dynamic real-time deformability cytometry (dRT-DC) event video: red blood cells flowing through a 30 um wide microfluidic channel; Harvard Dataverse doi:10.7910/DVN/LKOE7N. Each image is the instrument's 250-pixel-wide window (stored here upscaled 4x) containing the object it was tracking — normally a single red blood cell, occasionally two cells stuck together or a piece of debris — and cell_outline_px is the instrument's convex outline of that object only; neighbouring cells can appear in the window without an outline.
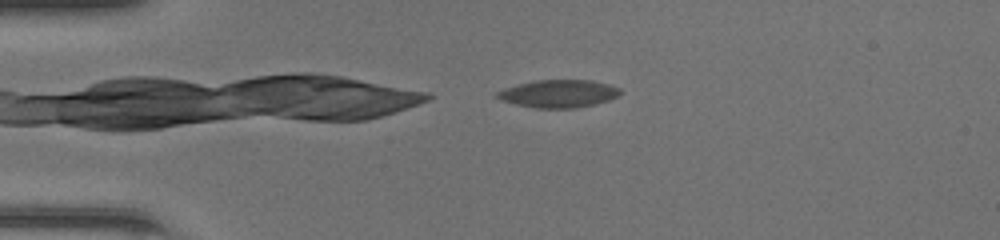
{"species": "common noctule bat (a hibernating species)", "species_latin": "Nyctalus noctula", "temperature_condition": "room temperature", "stored_images_in_passage": 39, "camera_frame_rate_fps": 3000, "um_per_image_px": 0.085, "animal": {"sex": "female", "body_mass_g": 20.0, "forearm_length_mm": 54.0}, "frame": {"image": 1, "passage_image": 1, "time_ms": 0.0, "image_size_px": [1000, 240], "cell_outline_px": [[620, 92], [616, 96], [608, 100], [596, 104], [576, 108], [536, 108], [516, 104], [500, 100], [492, 92], [516, 84], [536, 80], [592, 80], [608, 84], [620, 88]], "centroid_in_image_um": [47.42, 7.95], "position_along_channel_um": 37.6, "area_um2": 20.0}}
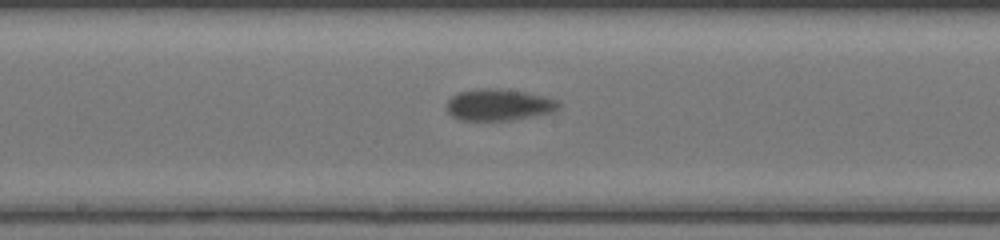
{"frame": {"image": 2, "passage_image": 16, "time_ms": 5.0, "image_size_px": [1000, 240], "cell_outline_px": [[560, 108], [556, 112], [512, 120], [460, 120], [452, 116], [448, 112], [448, 100], [452, 96], [460, 92], [476, 88], [500, 88], [524, 92], [544, 96], [560, 100]], "centroid_in_image_um": [42.46, 8.9], "position_along_channel_um": 205.7, "area_um2": 20.81}}
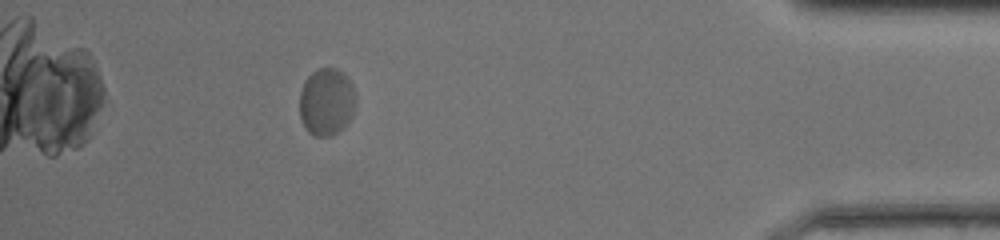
{"frame": {"image": 3, "passage_image": 34, "time_ms": 11.0, "image_size_px": [1000, 240], "cell_outline_px": [[356, 108], [352, 116], [332, 136], [312, 136], [304, 128], [300, 116], [300, 92], [304, 80], [316, 68], [336, 68], [344, 72], [352, 84], [356, 96]], "centroid_in_image_um": [27.75, 8.63], "position_along_channel_um": 407.4, "area_um2": 22.37}, "authors_computed_cell_mechanics": {"area_um2": 20.7502, "velocity_mm_per_s": 4.1897, "shape_relaxation_time_tau1_ms": 4.9002, "shape_relaxation_time_tau2_ms": 0.7219, "deformation_change_tau1": 0.1066, "deformation_change_tau2": 0.0438}}